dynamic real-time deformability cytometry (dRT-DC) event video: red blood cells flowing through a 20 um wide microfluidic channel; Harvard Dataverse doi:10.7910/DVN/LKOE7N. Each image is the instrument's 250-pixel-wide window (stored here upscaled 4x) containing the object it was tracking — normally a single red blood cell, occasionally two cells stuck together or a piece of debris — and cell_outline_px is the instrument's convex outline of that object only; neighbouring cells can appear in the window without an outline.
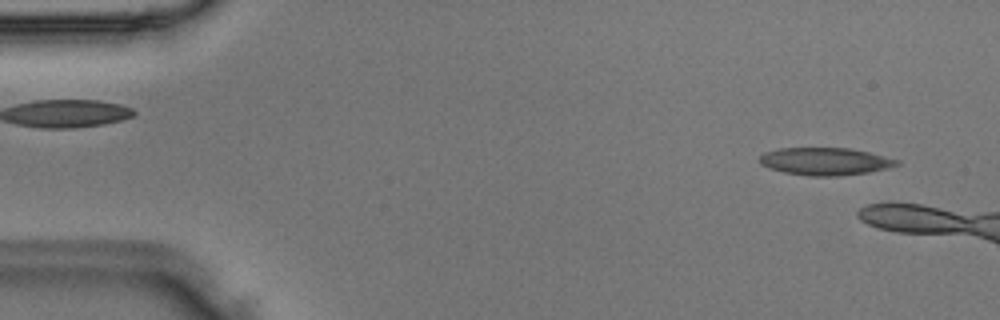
{"species": "Egyptian fruit bat (a non-hibernating species)", "species_latin": "Rousettus aegyptiacus", "temperature_condition": "room temperature", "stored_images_in_passage": 9, "camera_frame_rate_fps": 3000, "um_per_image_px": 0.085, "animal": {"sex": "male"}, "frame": {"image": 1, "passage_image": 2, "time_ms": 0.333, "image_size_px": [1000, 320], "cell_outline_px": [[900, 164], [868, 172], [836, 176], [812, 176], [784, 172], [768, 168], [760, 164], [760, 156], [764, 152], [780, 148], [848, 148], [868, 152], [900, 160]], "centroid_in_image_um": [70.1, 13.71], "position_along_channel_um": 14.9, "area_um2": 21.79}}